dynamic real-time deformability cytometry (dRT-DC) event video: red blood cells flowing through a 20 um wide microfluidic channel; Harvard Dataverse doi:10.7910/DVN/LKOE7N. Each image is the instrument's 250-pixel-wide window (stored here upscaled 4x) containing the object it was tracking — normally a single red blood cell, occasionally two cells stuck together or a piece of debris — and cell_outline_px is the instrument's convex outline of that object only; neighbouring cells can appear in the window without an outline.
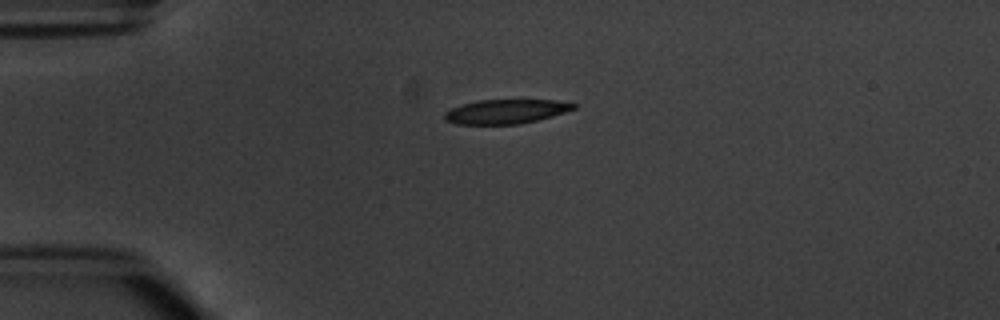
{"species": "common noctule bat (a hibernating species)", "species_latin": "Nyctalus noctula", "temperature_condition": "warm", "stored_images_in_passage": 3, "camera_frame_rate_fps": 3000, "um_per_image_px": 0.085, "animal": {"sex": "male", "body_mass_g": 20.1, "forearm_length_mm": 53.5}, "frame": {"image": 1, "passage_image": 3, "time_ms": 2.667, "image_size_px": [1000, 320], "cell_outline_px": [[576, 108], [552, 116], [520, 124], [456, 124], [444, 120], [444, 112], [460, 104], [480, 100], [556, 100], [576, 104]], "centroid_in_image_um": [42.96, 9.48], "position_along_channel_um": 42.0, "area_um2": 18.21}}